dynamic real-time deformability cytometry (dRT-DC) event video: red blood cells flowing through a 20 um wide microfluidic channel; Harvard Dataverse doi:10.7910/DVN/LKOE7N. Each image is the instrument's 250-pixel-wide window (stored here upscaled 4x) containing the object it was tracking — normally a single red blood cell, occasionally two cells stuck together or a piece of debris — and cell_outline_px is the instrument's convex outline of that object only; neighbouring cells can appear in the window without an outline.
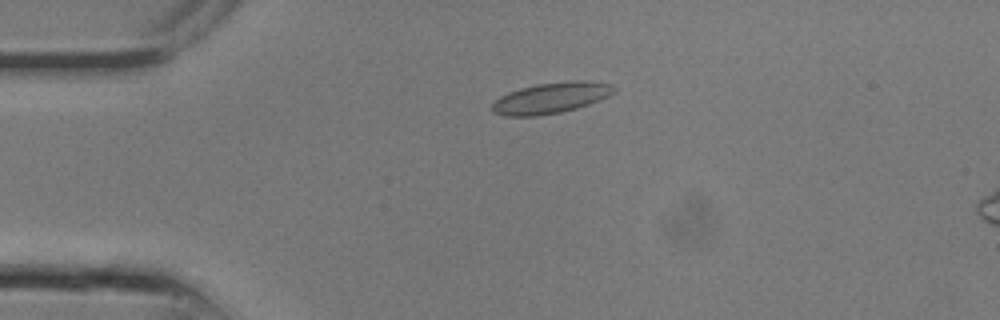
{"species": "common noctule bat (a hibernating species)", "species_latin": "Nyctalus noctula", "temperature_condition": "room temperature", "stored_images_in_passage": 24, "camera_frame_rate_fps": 3000, "um_per_image_px": 0.085, "animal": {"sex": "male", "body_mass_g": 13.3}, "frame": {"image": 1, "passage_image": 5, "time_ms": 1.333, "image_size_px": [1000, 320], "cell_outline_px": [[616, 92], [608, 96], [588, 104], [576, 108], [560, 112], [536, 116], [504, 116], [492, 112], [492, 104], [500, 96], [508, 92], [520, 88], [536, 84], [568, 80], [588, 80], [612, 84], [616, 88]], "centroid_in_image_um": [46.84, 8.31], "position_along_channel_um": 38.2, "area_um2": 22.08}}
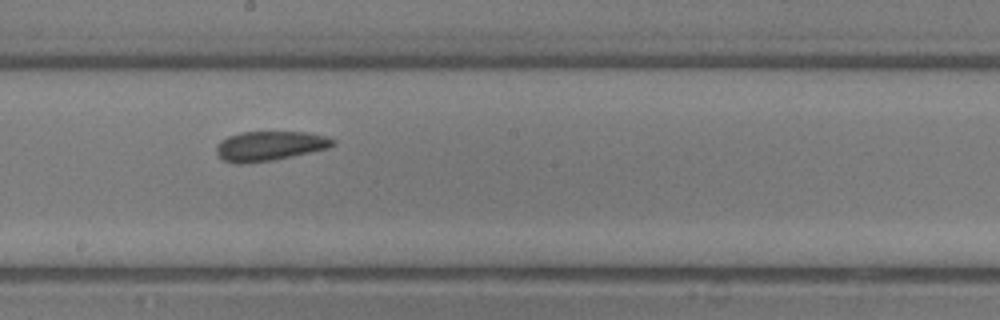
{"frame": {"image": 2, "passage_image": 13, "time_ms": 4.0, "image_size_px": [1000, 320], "cell_outline_px": [[336, 144], [328, 148], [292, 156], [272, 160], [240, 164], [236, 164], [224, 160], [216, 152], [216, 144], [220, 140], [228, 136], [240, 132], [308, 132], [328, 136], [336, 140]], "centroid_in_image_um": [22.93, 12.39], "position_along_channel_um": 225.3, "area_um2": 20.17}}
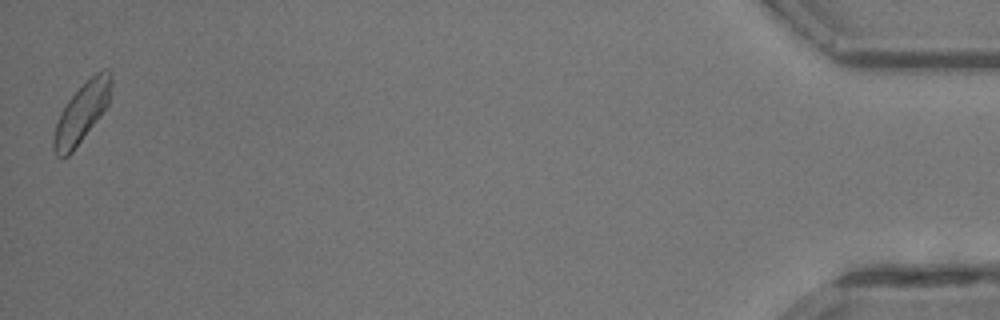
{"frame": {"image": 3, "passage_image": 24, "time_ms": 7.667, "image_size_px": [1000, 320], "cell_outline_px": [[112, 84], [108, 104], [72, 152], [68, 156], [56, 156], [52, 148], [52, 140], [56, 124], [60, 112], [68, 100], [96, 72], [104, 68], [108, 68], [112, 72]], "centroid_in_image_um": [6.95, 9.56], "position_along_channel_um": 428.3, "area_um2": 19.59}}